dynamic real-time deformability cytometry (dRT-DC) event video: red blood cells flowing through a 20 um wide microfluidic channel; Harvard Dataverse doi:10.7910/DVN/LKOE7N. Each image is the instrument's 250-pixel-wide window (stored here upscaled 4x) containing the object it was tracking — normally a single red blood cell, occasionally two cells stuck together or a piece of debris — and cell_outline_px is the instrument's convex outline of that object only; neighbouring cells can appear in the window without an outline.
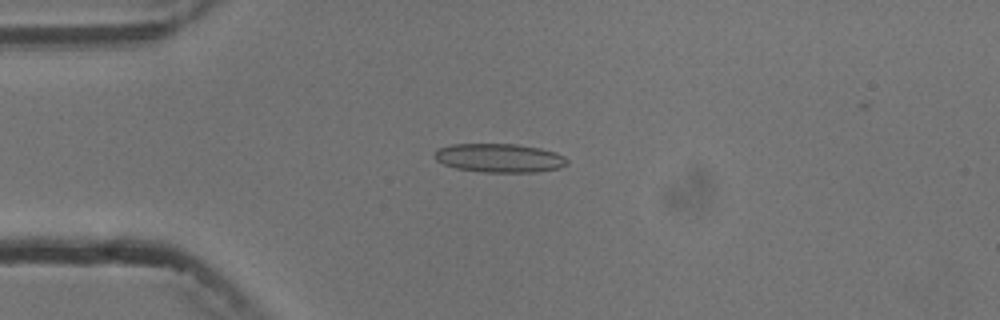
{"species": "common noctule bat (a hibernating species)", "species_latin": "Nyctalus noctula", "temperature_condition": "cold", "stored_images_in_passage": 6, "camera_frame_rate_fps": 3000, "um_per_image_px": 0.085, "animal": {"sex": "male", "body_mass_g": 13.3}, "frame": {"image": 1, "passage_image": 4, "time_ms": 3.667, "image_size_px": [1000, 320], "cell_outline_px": [[568, 164], [560, 168], [536, 172], [480, 172], [456, 168], [444, 164], [436, 160], [432, 156], [436, 148], [452, 144], [516, 144], [540, 148], [564, 156], [568, 160]], "centroid_in_image_um": [42.41, 13.43], "position_along_channel_um": 42.6, "area_um2": 22.37}}
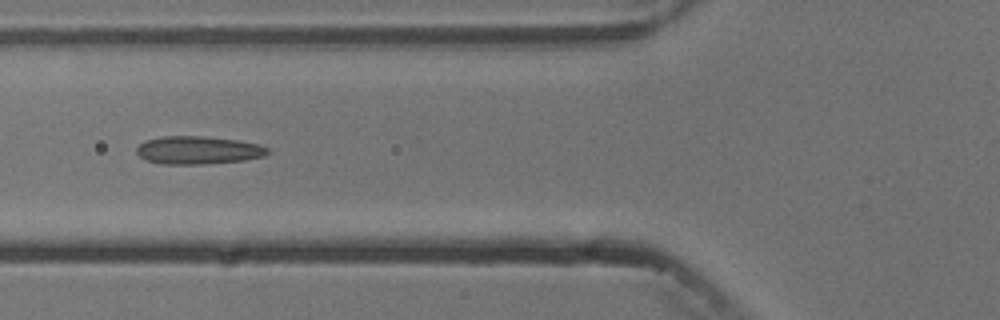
{"frame": {"image": 2, "passage_image": 6, "time_ms": 6.0, "image_size_px": [1000, 320], "cell_outline_px": [[268, 152], [264, 156], [244, 160], [204, 164], [160, 164], [148, 160], [140, 156], [136, 152], [136, 148], [144, 140], [160, 136], [204, 136], [240, 140], [260, 144], [268, 148]], "centroid_in_image_um": [16.84, 12.75], "position_along_channel_um": 109.0, "area_um2": 21.5}}